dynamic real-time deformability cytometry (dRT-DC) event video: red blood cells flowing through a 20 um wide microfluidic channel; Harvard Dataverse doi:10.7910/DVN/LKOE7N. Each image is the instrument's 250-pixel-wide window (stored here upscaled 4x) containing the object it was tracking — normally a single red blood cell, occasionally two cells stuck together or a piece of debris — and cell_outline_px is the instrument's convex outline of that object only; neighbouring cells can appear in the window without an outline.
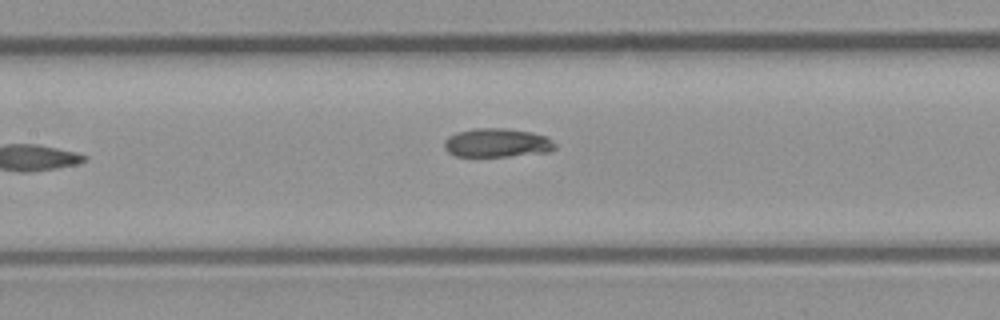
{"species": "common noctule bat (a hibernating species)", "species_latin": "Nyctalus noctula", "temperature_condition": "room temperature", "stored_images_in_passage": 8, "camera_frame_rate_fps": 3000, "um_per_image_px": 0.085, "animal": {"sex": "male", "body_mass_g": 23.1, "forearm_length_mm": 52.7}, "frame": {"image": 1, "passage_image": 8, "time_ms": 2.333, "image_size_px": [1000, 320], "cell_outline_px": [[556, 148], [548, 152], [508, 156], [456, 156], [448, 152], [444, 148], [444, 140], [448, 136], [456, 132], [472, 128], [504, 128], [528, 132], [544, 136], [556, 144]], "centroid_in_image_um": [42.19, 12.14], "position_along_channel_um": 165.2, "area_um2": 18.5}}